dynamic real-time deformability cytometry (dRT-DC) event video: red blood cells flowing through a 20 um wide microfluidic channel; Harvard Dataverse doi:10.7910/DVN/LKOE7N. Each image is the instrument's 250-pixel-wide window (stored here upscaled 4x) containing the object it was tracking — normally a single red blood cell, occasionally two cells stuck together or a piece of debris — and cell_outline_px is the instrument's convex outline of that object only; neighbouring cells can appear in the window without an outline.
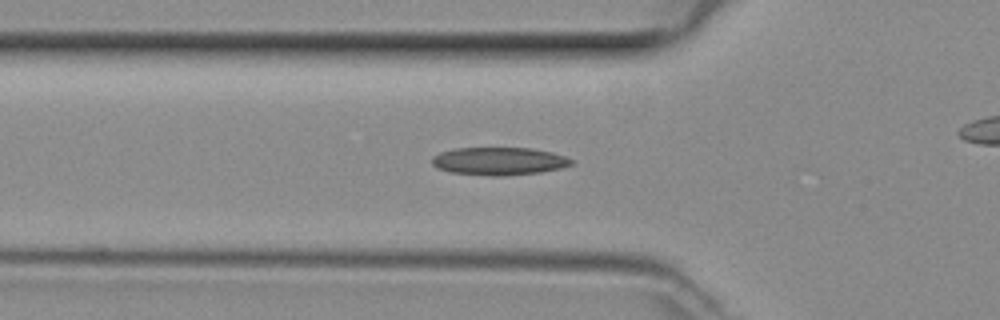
{"species": "common noctule bat (a hibernating species)", "species_latin": "Nyctalus noctula", "temperature_condition": "room temperature", "stored_images_in_passage": 35, "camera_frame_rate_fps": 3000, "um_per_image_px": 0.085, "animal": {"sex": "female", "body_mass_g": 29.2, "forearm_length_mm": 56.3}, "frame": {"image": 1, "passage_image": 12, "time_ms": 3.667, "image_size_px": [1000, 320], "cell_outline_px": [[572, 164], [560, 168], [540, 172], [504, 176], [488, 176], [448, 172], [436, 168], [432, 164], [432, 156], [440, 152], [456, 148], [532, 148], [552, 152], [564, 156], [572, 160]], "centroid_in_image_um": [42.37, 13.7], "position_along_channel_um": 83.4, "area_um2": 22.72}}
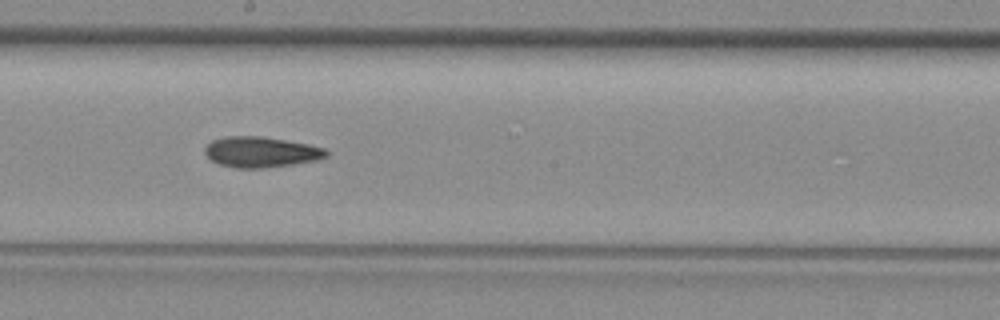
{"frame": {"image": 2, "passage_image": 22, "time_ms": 7.0, "image_size_px": [1000, 320], "cell_outline_px": [[328, 156], [316, 160], [292, 164], [264, 168], [236, 168], [220, 164], [212, 160], [204, 152], [204, 148], [212, 140], [228, 136], [260, 136], [308, 144], [324, 148], [328, 152]], "centroid_in_image_um": [22.18, 12.92], "position_along_channel_um": 226.0, "area_um2": 21.44}}
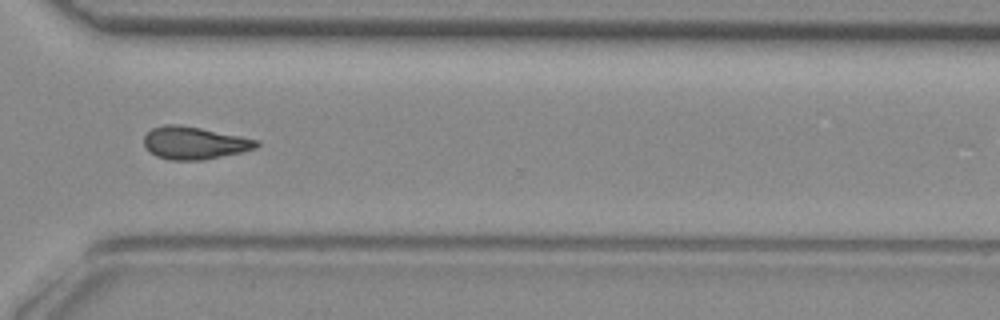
{"frame": {"image": 3, "passage_image": 31, "time_ms": 10.0, "image_size_px": [1000, 320], "cell_outline_px": [[260, 144], [256, 148], [240, 152], [204, 160], [168, 160], [156, 156], [148, 152], [144, 144], [144, 136], [152, 128], [164, 124], [176, 124], [200, 128], [260, 140]], "centroid_in_image_um": [16.49, 12.15], "position_along_channel_um": 354.1, "area_um2": 21.39}}